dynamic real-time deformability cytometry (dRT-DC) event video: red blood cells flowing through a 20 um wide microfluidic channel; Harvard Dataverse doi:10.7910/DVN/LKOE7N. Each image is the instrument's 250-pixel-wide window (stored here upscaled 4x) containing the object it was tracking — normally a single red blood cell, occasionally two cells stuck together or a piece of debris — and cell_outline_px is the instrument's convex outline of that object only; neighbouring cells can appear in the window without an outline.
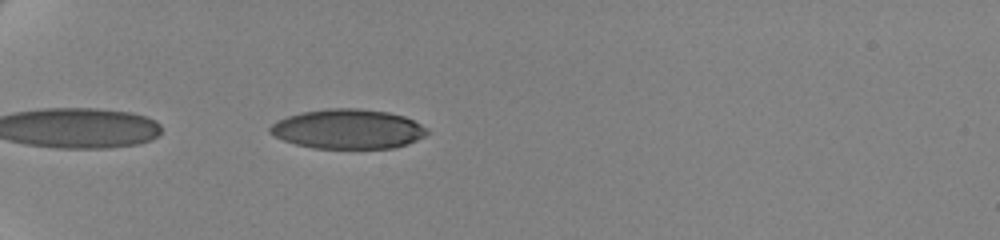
{"species": "human", "species_latin": "Homo sapiens", "temperature_condition": "cold", "stored_images_in_passage": 41, "camera_frame_rate_fps": 3000, "um_per_image_px": 0.085, "donor": {"sex": "female"}, "frame": {"image": 1, "passage_image": 1, "time_ms": 0.0, "image_size_px": [1000, 240], "cell_outline_px": [[428, 132], [424, 136], [408, 144], [392, 148], [312, 148], [296, 144], [284, 140], [268, 132], [268, 128], [272, 124], [288, 116], [304, 112], [328, 108], [356, 108], [388, 112], [404, 116], [420, 124]], "centroid_in_image_um": [29.57, 10.97], "position_along_channel_um": 55.4, "area_um2": 35.89}}
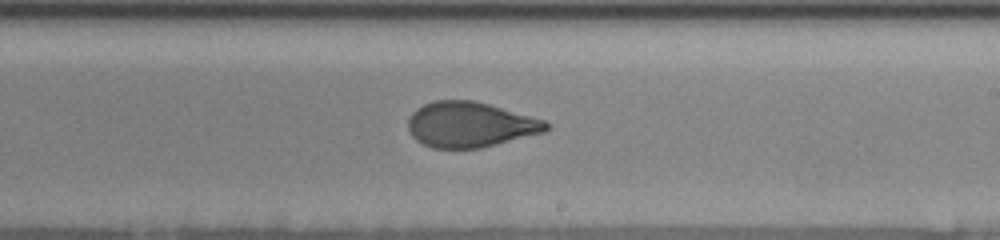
{"frame": {"image": 2, "passage_image": 20, "time_ms": 6.333, "image_size_px": [1000, 240], "cell_outline_px": [[552, 124], [544, 132], [480, 148], [432, 148], [416, 140], [412, 136], [408, 128], [408, 120], [412, 112], [416, 108], [432, 100], [472, 100], [488, 104], [544, 120]], "centroid_in_image_um": [39.93, 10.59], "position_along_channel_um": 249.1, "area_um2": 36.3}}
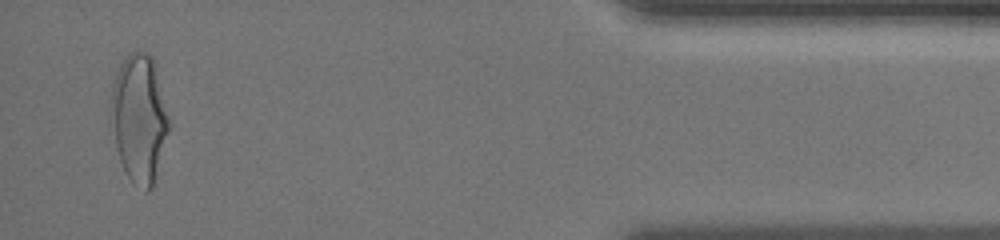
{"frame": {"image": 3, "passage_image": 39, "time_ms": 12.667, "image_size_px": [1000, 240], "cell_outline_px": [[168, 132], [152, 188], [148, 192], [144, 192], [132, 184], [120, 160], [108, 128], [108, 108], [112, 84], [120, 64], [128, 52], [148, 52], [152, 56], [168, 116]], "centroid_in_image_um": [11.75, 10.08], "position_along_channel_um": 423.5, "area_um2": 43.81}, "authors_computed_cell_mechanics": {"area_um2": 37.8012, "velocity_mm_per_s": 3.5049, "shape_relaxation_time_tau1_ms": 5.1217, "shape_relaxation_time_tau2_ms": 1.244, "deformation_change_tau1": 0.1645, "deformation_change_tau2": 0.0558}}